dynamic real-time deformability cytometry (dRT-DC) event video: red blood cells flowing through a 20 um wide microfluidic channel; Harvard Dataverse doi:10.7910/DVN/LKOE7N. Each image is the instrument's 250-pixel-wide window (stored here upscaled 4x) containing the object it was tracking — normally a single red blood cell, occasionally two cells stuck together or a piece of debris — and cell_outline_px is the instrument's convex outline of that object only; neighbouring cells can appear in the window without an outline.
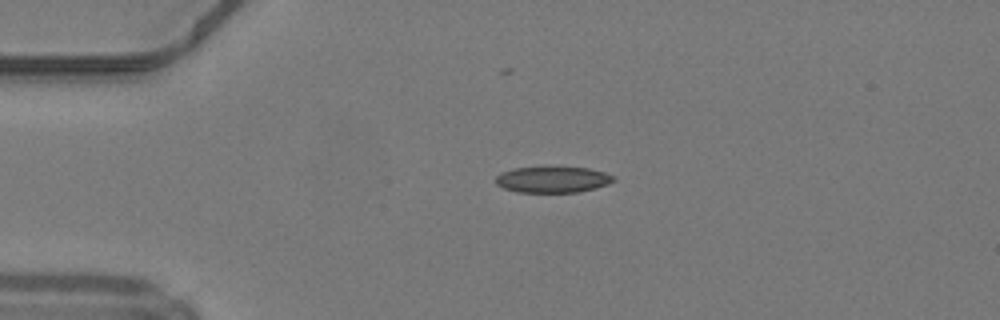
{"species": "common noctule bat (a hibernating species)", "species_latin": "Nyctalus noctula", "temperature_condition": "warm", "stored_images_in_passage": 38, "camera_frame_rate_fps": 3000, "um_per_image_px": 0.085, "animal": {"sex": "male", "body_mass_g": 19.2, "forearm_length_mm": 51.8}, "frame": {"image": 1, "passage_image": 1, "time_ms": 0.0, "image_size_px": [1000, 320], "cell_outline_px": [[616, 180], [608, 184], [596, 188], [580, 192], [516, 192], [504, 188], [496, 184], [496, 176], [500, 172], [512, 168], [588, 168], [604, 172], [616, 176]], "centroid_in_image_um": [46.99, 15.27], "position_along_channel_um": 38.0, "area_um2": 17.86}}
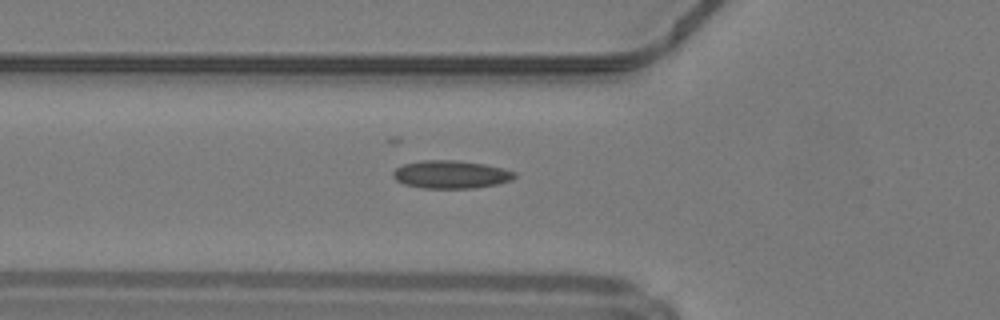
{"frame": {"image": 2, "passage_image": 7, "time_ms": 2.0, "image_size_px": [1000, 320], "cell_outline_px": [[516, 176], [512, 180], [496, 184], [472, 188], [424, 188], [404, 184], [396, 180], [392, 176], [392, 172], [396, 168], [404, 164], [420, 160], [456, 160], [484, 164], [516, 172]], "centroid_in_image_um": [38.3, 14.82], "position_along_channel_um": 87.5, "area_um2": 19.71}}
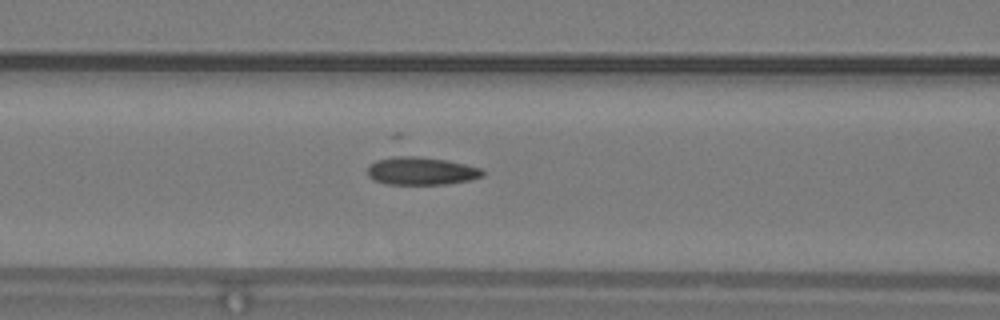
{"frame": {"image": 3, "passage_image": 10, "time_ms": 3.0, "image_size_px": [1000, 320], "cell_outline_px": [[484, 176], [468, 180], [444, 184], [388, 184], [372, 180], [368, 176], [368, 168], [376, 160], [396, 156], [416, 156], [444, 160], [464, 164], [480, 168], [484, 172]], "centroid_in_image_um": [35.78, 14.54], "position_along_channel_um": 130.8, "area_um2": 18.44}, "authors_computed_cell_mechanics": {"area_um2": 18.496, "velocity_mm_per_s": 4.2489, "shape_relaxation_time_tau1_ms": null, "shape_relaxation_time_tau2_ms": 1.7792, "deformation_change_tau1": null, "deformation_change_tau2": 0.085}}